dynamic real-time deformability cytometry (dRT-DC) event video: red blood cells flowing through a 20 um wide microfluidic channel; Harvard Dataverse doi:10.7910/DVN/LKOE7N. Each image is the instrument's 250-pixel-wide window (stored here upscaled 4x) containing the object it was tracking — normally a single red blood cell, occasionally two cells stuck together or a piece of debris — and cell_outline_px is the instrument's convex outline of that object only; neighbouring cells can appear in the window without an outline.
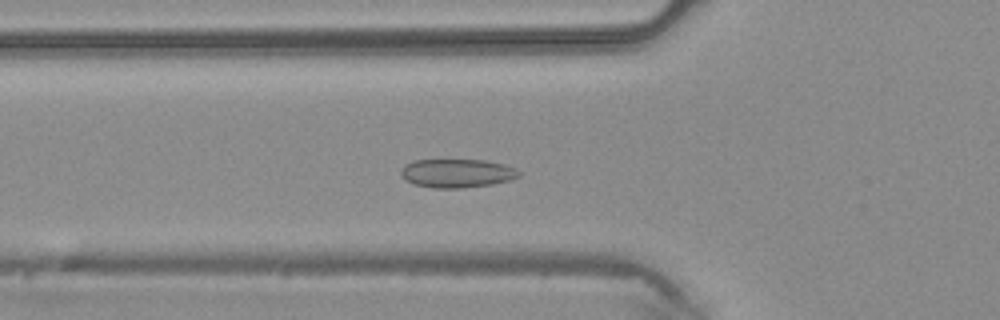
{"species": "common noctule bat (a hibernating species)", "species_latin": "Nyctalus noctula", "temperature_condition": "warm", "stored_images_in_passage": 31, "camera_frame_rate_fps": 3000, "um_per_image_px": 0.085, "animal": {"sex": "male", "body_mass_g": 20.4}, "frame": {"image": 1, "passage_image": 3, "time_ms": 0.667, "image_size_px": [1000, 320], "cell_outline_px": [[520, 176], [508, 180], [492, 184], [460, 188], [432, 188], [416, 184], [408, 180], [400, 172], [400, 168], [404, 164], [412, 160], [484, 160], [504, 164], [516, 168], [520, 172]], "centroid_in_image_um": [38.85, 14.71], "position_along_channel_um": 87.0, "area_um2": 19.59}}
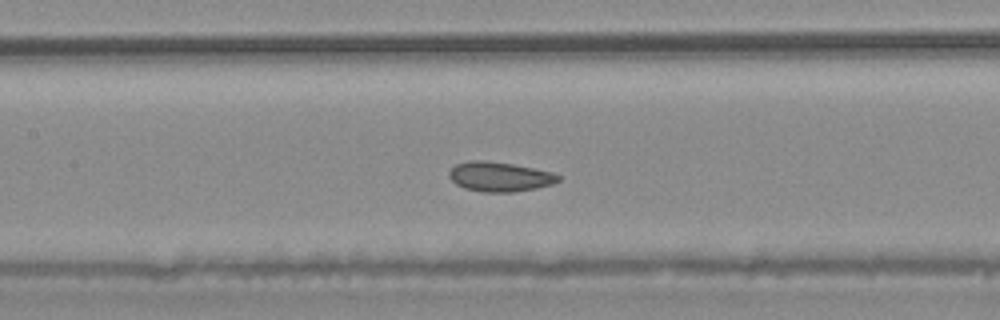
{"frame": {"image": 2, "passage_image": 8, "time_ms": 2.333, "image_size_px": [1000, 320], "cell_outline_px": [[560, 180], [552, 184], [536, 188], [512, 192], [484, 192], [464, 188], [456, 184], [448, 176], [448, 172], [456, 164], [468, 160], [484, 160], [512, 164], [552, 172], [560, 176]], "centroid_in_image_um": [42.44, 15.02], "position_along_channel_um": 165.0, "area_um2": 18.79}}
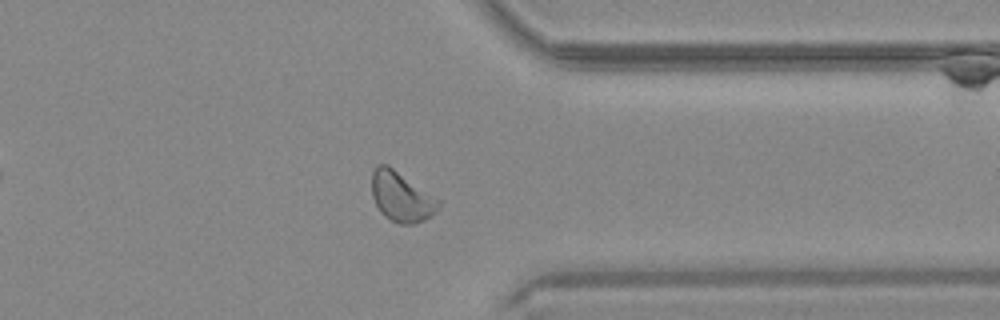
{"frame": {"image": 3, "passage_image": 22, "time_ms": 7.0, "image_size_px": [1000, 320], "cell_outline_px": [[440, 208], [432, 216], [424, 220], [412, 224], [400, 224], [384, 216], [380, 212], [372, 196], [372, 172], [376, 164], [388, 164], [440, 200]], "centroid_in_image_um": [34.12, 16.72], "position_along_channel_um": 377.3, "area_um2": 19.48}}